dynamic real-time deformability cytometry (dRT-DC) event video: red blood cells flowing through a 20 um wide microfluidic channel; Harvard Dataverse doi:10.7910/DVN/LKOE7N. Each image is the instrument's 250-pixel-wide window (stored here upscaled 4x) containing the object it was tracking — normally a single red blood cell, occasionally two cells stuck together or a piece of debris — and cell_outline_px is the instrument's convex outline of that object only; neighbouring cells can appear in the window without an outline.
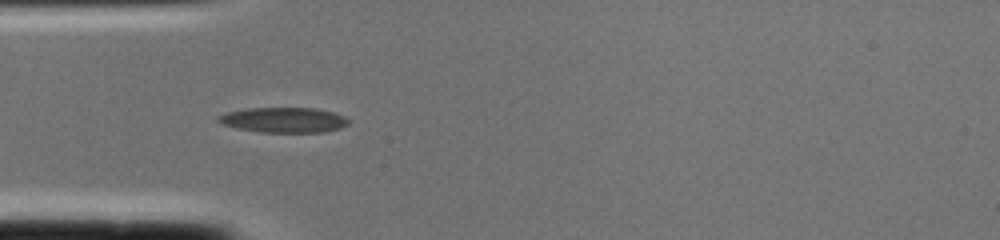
{"species": "common noctule bat (a hibernating species)", "species_latin": "Nyctalus noctula", "temperature_condition": "cold", "stored_images_in_passage": 2, "camera_frame_rate_fps": 3000, "um_per_image_px": 0.085, "animal": {"sex": "female", "body_mass_g": 22.0, "forearm_length_mm": 56.7}, "frame": {"image": 1, "passage_image": 2, "time_ms": 0.333, "image_size_px": [1000, 240], "cell_outline_px": [[352, 120], [348, 124], [340, 128], [324, 132], [260, 132], [236, 128], [220, 124], [216, 120], [216, 116], [228, 112], [248, 108], [316, 108], [332, 112], [344, 116]], "centroid_in_image_um": [24.1, 10.2], "position_along_channel_um": 60.9, "area_um2": 19.25}}